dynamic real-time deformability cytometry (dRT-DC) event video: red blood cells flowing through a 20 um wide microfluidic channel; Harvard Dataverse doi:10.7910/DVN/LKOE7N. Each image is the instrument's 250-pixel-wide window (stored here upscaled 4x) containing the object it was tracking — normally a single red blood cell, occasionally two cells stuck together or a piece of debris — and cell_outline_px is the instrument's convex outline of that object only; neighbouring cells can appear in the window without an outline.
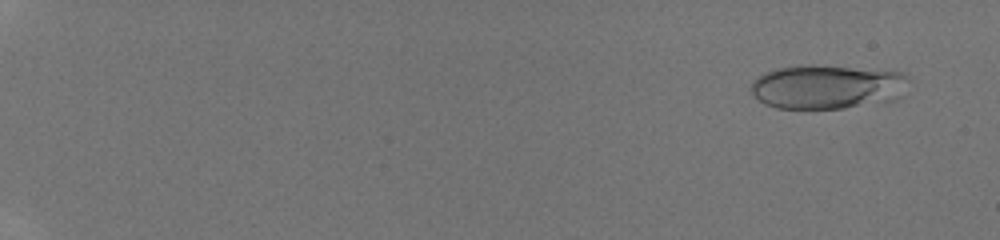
{"species": "human", "species_latin": "Homo sapiens", "temperature_condition": "room temperature", "stored_images_in_passage": 48, "camera_frame_rate_fps": 3000, "um_per_image_px": 0.085, "donor": {"sex": "male"}, "frame": {"image": 1, "passage_image": 4, "time_ms": 1.0, "image_size_px": [1000, 240], "cell_outline_px": [[908, 76], [900, 96], [896, 100], [884, 104], [844, 108], [776, 108], [764, 104], [752, 92], [752, 80], [764, 72], [776, 68], [804, 64], [904, 72]], "centroid_in_image_um": [70.32, 7.39], "position_along_channel_um": 14.7, "area_um2": 40.75}}
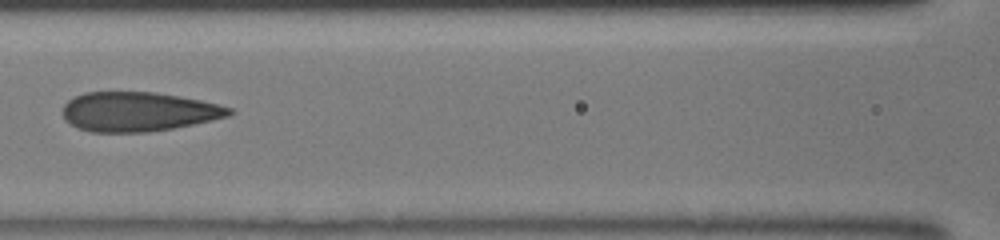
{"frame": {"image": 2, "passage_image": 26, "time_ms": 8.333, "image_size_px": [1000, 240], "cell_outline_px": [[236, 112], [228, 116], [212, 120], [172, 128], [148, 132], [92, 132], [76, 128], [64, 120], [64, 104], [68, 100], [84, 92], [156, 92], [180, 96], [200, 100], [232, 108]], "centroid_in_image_um": [11.74, 9.49], "position_along_channel_um": 154.9, "area_um2": 38.21}}
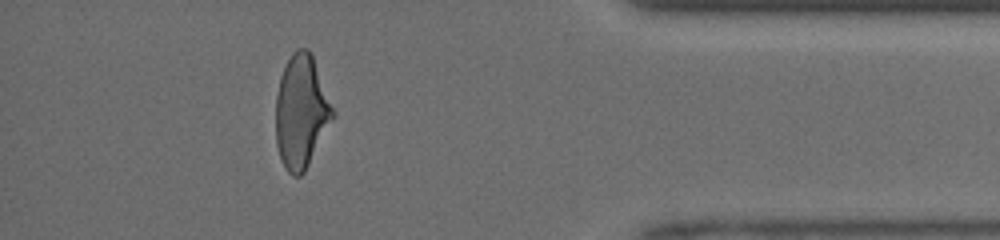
{"frame": {"image": 3, "passage_image": 44, "time_ms": 14.333, "image_size_px": [1000, 240], "cell_outline_px": [[336, 112], [304, 172], [300, 176], [292, 176], [288, 172], [280, 156], [276, 144], [276, 96], [280, 76], [292, 52], [296, 48], [308, 48], [312, 56]], "centroid_in_image_um": [25.6, 9.47], "position_along_channel_um": 409.6, "area_um2": 37.17}}